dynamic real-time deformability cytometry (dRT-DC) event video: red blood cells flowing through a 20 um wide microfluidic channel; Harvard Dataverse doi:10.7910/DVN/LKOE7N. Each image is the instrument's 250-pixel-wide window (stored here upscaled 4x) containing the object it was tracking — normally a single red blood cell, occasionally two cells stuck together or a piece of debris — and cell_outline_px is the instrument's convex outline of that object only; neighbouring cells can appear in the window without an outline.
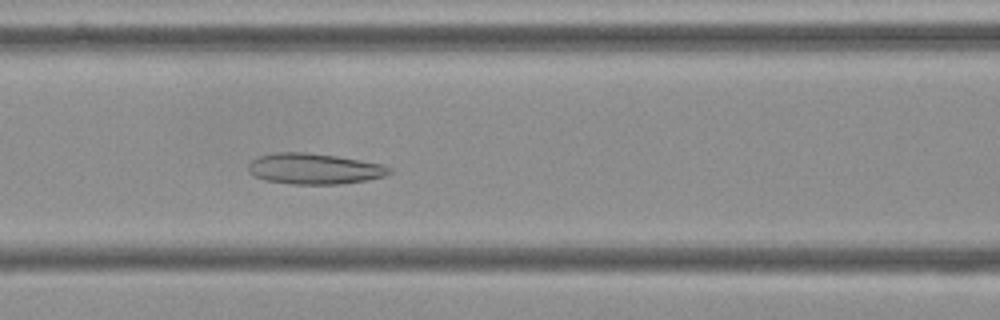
{"species": "Egyptian fruit bat (a non-hibernating species)", "species_latin": "Rousettus aegyptiacus", "temperature_condition": "cold", "stored_images_in_passage": 44, "camera_frame_rate_fps": 3000, "um_per_image_px": 0.085, "frame": {"image": 1, "passage_image": 16, "time_ms": 5.0, "image_size_px": [1000, 320], "cell_outline_px": [[392, 172], [384, 176], [368, 180], [340, 184], [292, 184], [264, 180], [248, 172], [248, 164], [256, 156], [276, 152], [308, 152], [336, 156], [384, 164], [392, 168]], "centroid_in_image_um": [26.71, 14.34], "position_along_channel_um": 139.9, "area_um2": 25.55}}
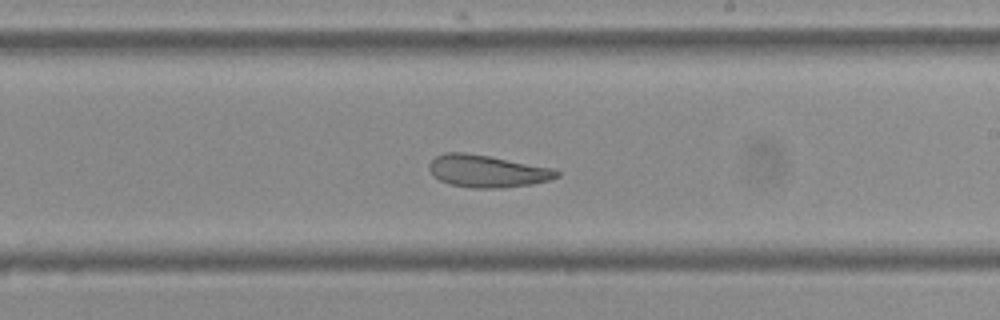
{"frame": {"image": 2, "passage_image": 25, "time_ms": 8.0, "image_size_px": [1000, 320], "cell_outline_px": [[560, 176], [552, 180], [532, 184], [504, 188], [472, 188], [448, 184], [432, 176], [428, 168], [428, 164], [436, 156], [444, 152], [464, 152], [488, 156], [552, 168], [560, 172]], "centroid_in_image_um": [41.39, 14.56], "position_along_channel_um": 247.6, "area_um2": 24.16}}
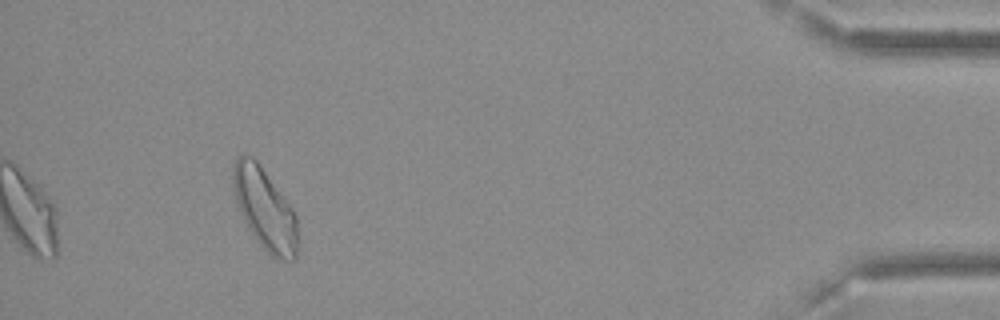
{"frame": {"image": 3, "passage_image": 44, "time_ms": 14.333, "image_size_px": [1000, 320], "cell_outline_px": [[296, 260], [276, 260], [256, 240], [248, 228], [240, 212], [236, 200], [232, 184], [232, 164], [244, 152], [252, 156], [256, 160], [292, 208], [296, 216]], "centroid_in_image_um": [22.47, 17.75], "position_along_channel_um": 412.7, "area_um2": 30.29}, "authors_computed_cell_mechanics": {"area_um2": 26.3279, "velocity_mm_per_s": 3.6023, "shape_relaxation_time_tau1_ms": null, "shape_relaxation_time_tau2_ms": 3.1573, "deformation_change_tau1": null, "deformation_change_tau2": 0.1163}}